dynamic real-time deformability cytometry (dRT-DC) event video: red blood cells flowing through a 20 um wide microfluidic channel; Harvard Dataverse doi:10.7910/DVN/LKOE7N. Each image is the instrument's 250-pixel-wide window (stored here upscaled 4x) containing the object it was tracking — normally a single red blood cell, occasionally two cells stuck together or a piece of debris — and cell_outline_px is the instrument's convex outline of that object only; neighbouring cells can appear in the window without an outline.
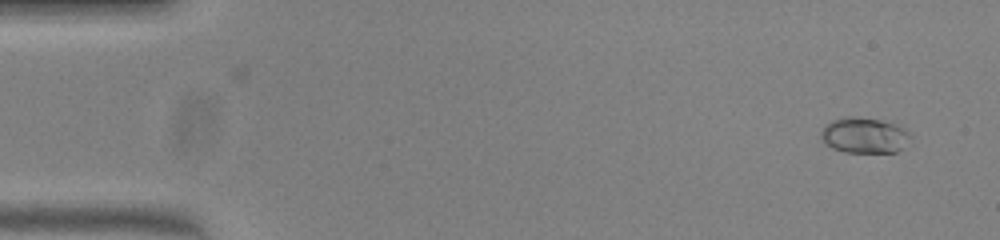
{"species": "common noctule bat (a hibernating species)", "species_latin": "Nyctalus noctula", "temperature_condition": "warm", "stored_images_in_passage": 50, "camera_frame_rate_fps": 3000, "um_per_image_px": 0.085, "animal": {"sex": "female", "body_mass_g": 23.0, "forearm_length_mm": 53.4}, "frame": {"image": 1, "passage_image": 2, "time_ms": 0.333, "image_size_px": [1000, 240], "cell_outline_px": [[912, 136], [896, 152], [844, 152], [832, 148], [824, 144], [820, 136], [820, 132], [832, 120], [848, 116], [852, 116], [880, 120], [896, 124], [908, 132]], "centroid_in_image_um": [73.42, 11.5], "position_along_channel_um": 11.6, "area_um2": 18.38}}
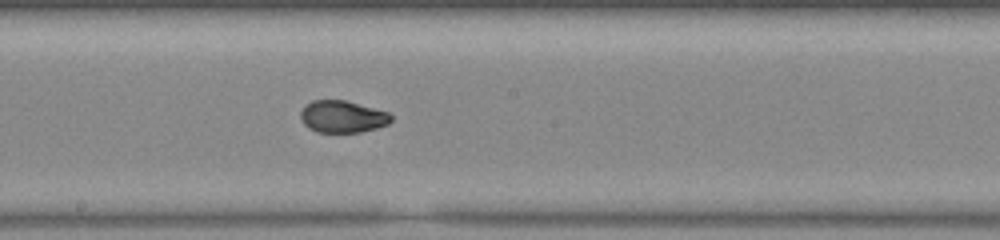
{"frame": {"image": 2, "passage_image": 27, "time_ms": 8.667, "image_size_px": [1000, 240], "cell_outline_px": [[392, 120], [388, 124], [376, 128], [360, 132], [316, 132], [308, 128], [300, 120], [300, 112], [304, 104], [312, 100], [344, 100], [388, 112], [392, 116]], "centroid_in_image_um": [29.07, 9.91], "position_along_channel_um": 219.1, "area_um2": 16.99}}
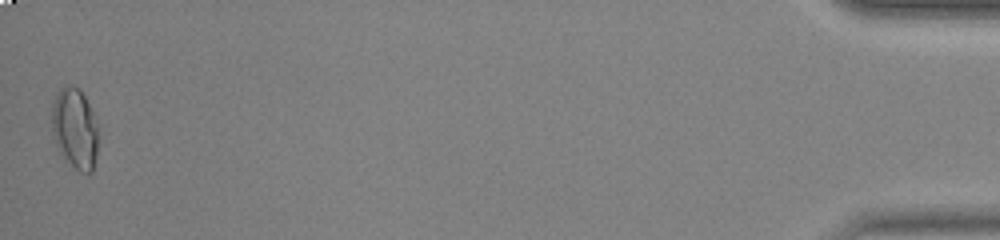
{"frame": {"image": 3, "passage_image": 50, "time_ms": 16.333, "image_size_px": [1000, 240], "cell_outline_px": [[96, 156], [92, 172], [88, 176], [80, 172], [60, 152], [56, 144], [52, 132], [52, 104], [56, 92], [64, 84], [80, 88], [88, 104], [96, 124]], "centroid_in_image_um": [6.33, 10.9], "position_along_channel_um": 428.9, "area_um2": 21.5}, "authors_computed_cell_mechanics": {"area_um2": 17.5712, "velocity_mm_per_s": 4.0019, "shape_relaxation_time_tau1_ms": 6.8702, "shape_relaxation_time_tau2_ms": null, "deformation_change_tau1": 0.1926, "deformation_change_tau2": null}}